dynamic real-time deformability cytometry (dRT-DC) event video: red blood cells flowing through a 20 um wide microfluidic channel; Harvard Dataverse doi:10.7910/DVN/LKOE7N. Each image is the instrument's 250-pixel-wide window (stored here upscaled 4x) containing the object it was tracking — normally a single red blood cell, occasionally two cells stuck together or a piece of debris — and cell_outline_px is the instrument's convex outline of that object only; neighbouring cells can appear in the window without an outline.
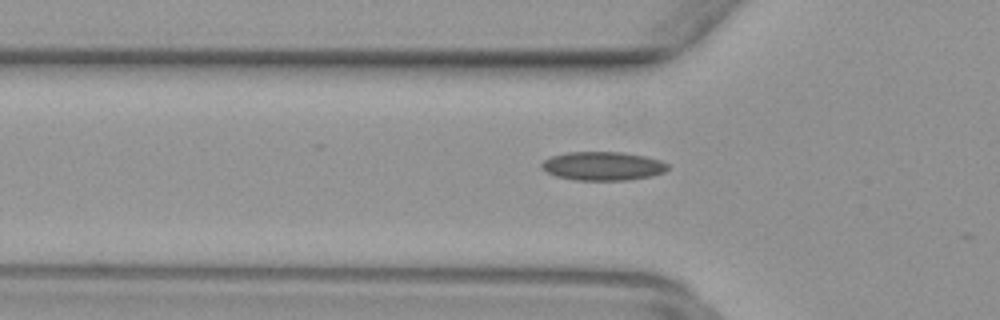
{"species": "common noctule bat (a hibernating species)", "species_latin": "Nyctalus noctula", "temperature_condition": "warm", "stored_images_in_passage": 41, "camera_frame_rate_fps": 3000, "um_per_image_px": 0.085, "animal": {"sex": "female", "body_mass_g": 29.2, "forearm_length_mm": 56.3}, "frame": {"image": 1, "passage_image": 13, "time_ms": 4.0, "image_size_px": [1000, 320], "cell_outline_px": [[668, 168], [664, 172], [652, 176], [628, 180], [572, 180], [556, 176], [540, 168], [540, 164], [544, 160], [552, 156], [568, 152], [624, 152], [644, 156], [660, 160], [668, 164]], "centroid_in_image_um": [51.23, 14.11], "position_along_channel_um": 74.6, "area_um2": 21.15}}
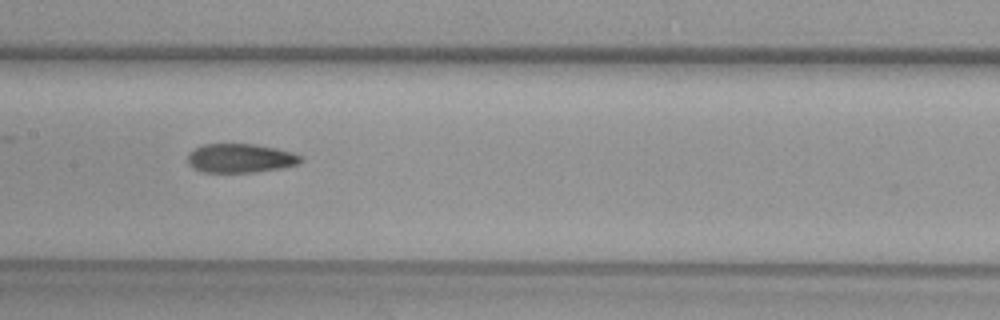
{"frame": {"image": 2, "passage_image": 21, "time_ms": 6.667, "image_size_px": [1000, 320], "cell_outline_px": [[304, 160], [296, 164], [284, 168], [256, 172], [204, 172], [192, 168], [188, 164], [188, 152], [204, 144], [256, 144], [276, 148], [292, 152], [304, 156]], "centroid_in_image_um": [20.46, 13.45], "position_along_channel_um": 186.9, "area_um2": 19.31}}
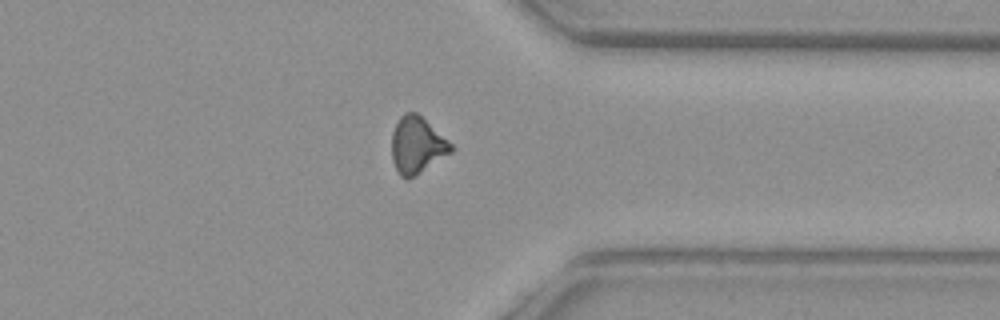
{"frame": {"image": 3, "passage_image": 35, "time_ms": 11.333, "image_size_px": [1000, 320], "cell_outline_px": [[456, 148], [452, 152], [408, 180], [404, 180], [400, 176], [392, 160], [392, 132], [400, 116], [404, 112], [416, 112], [448, 140]], "centroid_in_image_um": [35.44, 12.35], "position_along_channel_um": 376.0, "area_um2": 19.54}}